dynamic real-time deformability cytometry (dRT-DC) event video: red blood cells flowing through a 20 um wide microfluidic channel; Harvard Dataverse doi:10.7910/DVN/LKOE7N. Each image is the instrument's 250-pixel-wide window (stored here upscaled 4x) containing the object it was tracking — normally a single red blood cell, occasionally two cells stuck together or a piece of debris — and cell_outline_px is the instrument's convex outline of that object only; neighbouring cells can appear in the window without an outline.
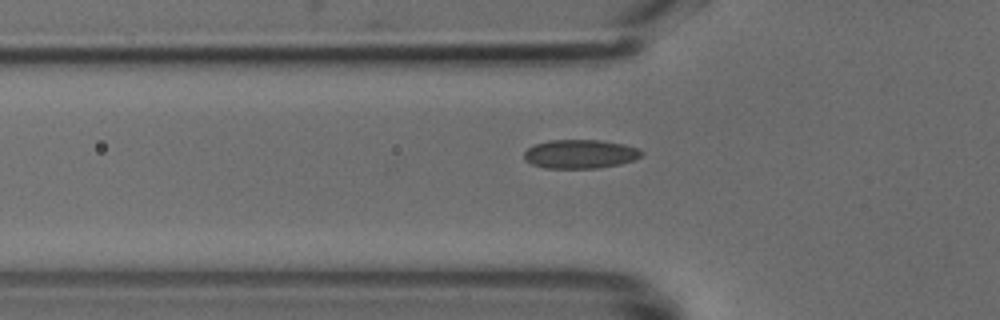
{"species": "common noctule bat (a hibernating species)", "species_latin": "Nyctalus noctula", "temperature_condition": "cold", "stored_images_in_passage": 34, "camera_frame_rate_fps": 3000, "um_per_image_px": 0.085, "animal": {"sex": "male", "body_mass_g": 18.8}, "frame": {"image": 1, "passage_image": 5, "time_ms": 1.333, "image_size_px": [1000, 320], "cell_outline_px": [[644, 152], [636, 160], [620, 164], [596, 168], [544, 168], [532, 164], [524, 160], [524, 152], [528, 148], [536, 144], [548, 140], [600, 140], [624, 144], [640, 148]], "centroid_in_image_um": [49.34, 13.09], "position_along_channel_um": 76.5, "area_um2": 19.88}}
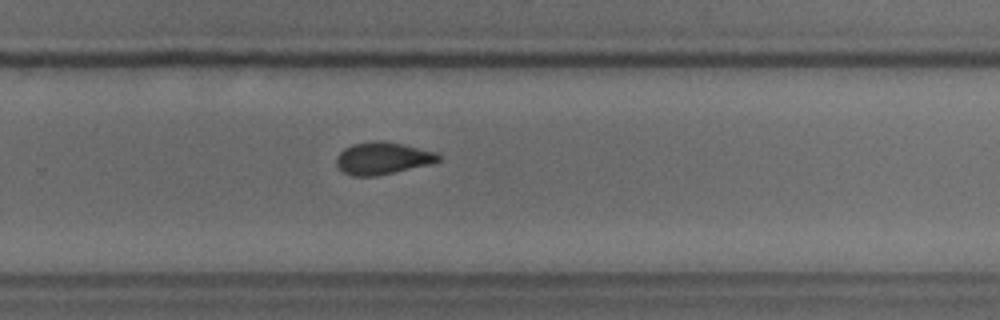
{"frame": {"image": 2, "passage_image": 21, "time_ms": 6.667, "image_size_px": [1000, 320], "cell_outline_px": [[440, 160], [432, 164], [376, 176], [352, 176], [344, 172], [336, 164], [336, 156], [344, 148], [352, 144], [376, 140], [380, 140], [400, 144], [436, 152], [440, 156]], "centroid_in_image_um": [32.51, 13.46], "position_along_channel_um": 297.3, "area_um2": 19.07}}
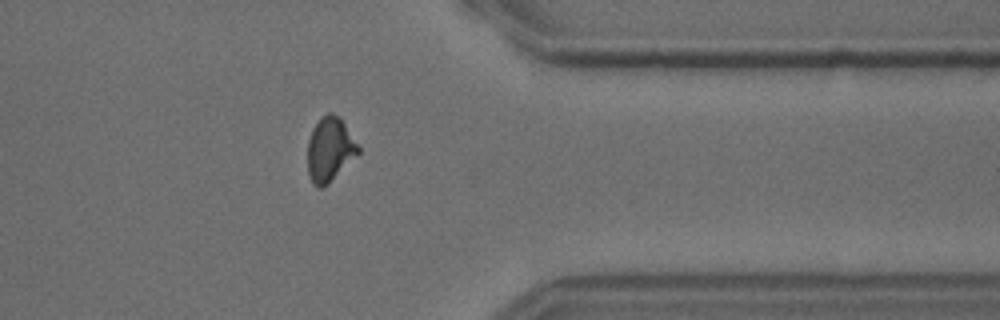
{"frame": {"image": 3, "passage_image": 28, "time_ms": 9.0, "image_size_px": [1000, 320], "cell_outline_px": [[360, 152], [328, 184], [320, 188], [312, 184], [308, 172], [308, 140], [312, 128], [320, 116], [328, 112], [332, 112], [340, 116], [360, 148]], "centroid_in_image_um": [28.02, 12.67], "position_along_channel_um": 383.4, "area_um2": 19.07}}